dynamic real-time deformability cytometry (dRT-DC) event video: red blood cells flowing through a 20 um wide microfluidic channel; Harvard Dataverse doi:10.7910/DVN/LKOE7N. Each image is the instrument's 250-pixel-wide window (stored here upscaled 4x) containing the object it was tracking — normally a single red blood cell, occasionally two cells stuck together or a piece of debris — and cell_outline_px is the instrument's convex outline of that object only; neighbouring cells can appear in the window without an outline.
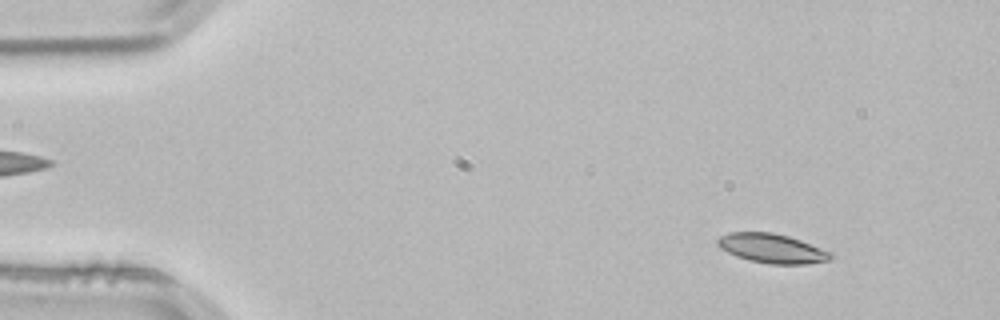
{"species": "common noctule bat (a hibernating species)", "species_latin": "Nyctalus noctula", "temperature_condition": "room temperature", "stored_images_in_passage": 52, "camera_frame_rate_fps": 3000, "um_per_image_px": 0.085, "animal": {"sex": "male", "body_mass_g": 21.5, "forearm_length_mm": 52.0}, "frame": {"image": 1, "passage_image": 5, "time_ms": 1.333, "image_size_px": [1000, 320], "cell_outline_px": [[836, 256], [828, 260], [808, 264], [768, 264], [748, 260], [736, 256], [720, 248], [716, 244], [716, 240], [720, 236], [728, 232], [772, 232], [788, 236], [800, 240], [832, 252]], "centroid_in_image_um": [65.61, 21.12], "position_along_channel_um": 19.4, "area_um2": 19.48}}
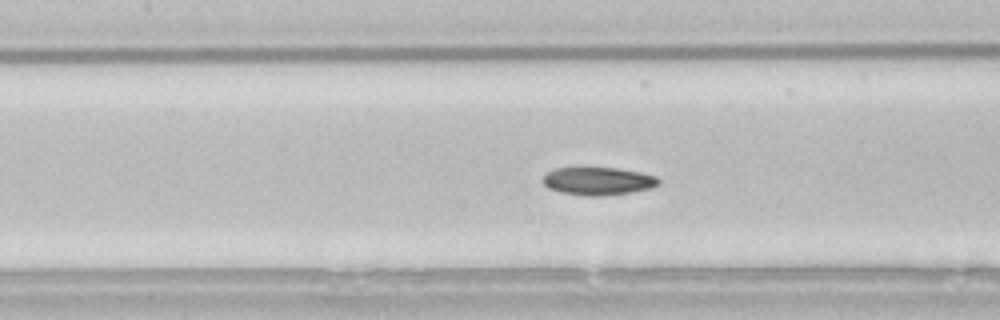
{"frame": {"image": 2, "passage_image": 23, "time_ms": 7.333, "image_size_px": [1000, 320], "cell_outline_px": [[660, 184], [652, 188], [604, 196], [584, 196], [560, 192], [548, 188], [544, 184], [544, 176], [548, 172], [556, 168], [576, 164], [584, 164], [620, 168], [644, 172], [656, 176], [660, 180]], "centroid_in_image_um": [50.83, 15.33], "position_along_channel_um": 156.6, "area_um2": 19.94}}
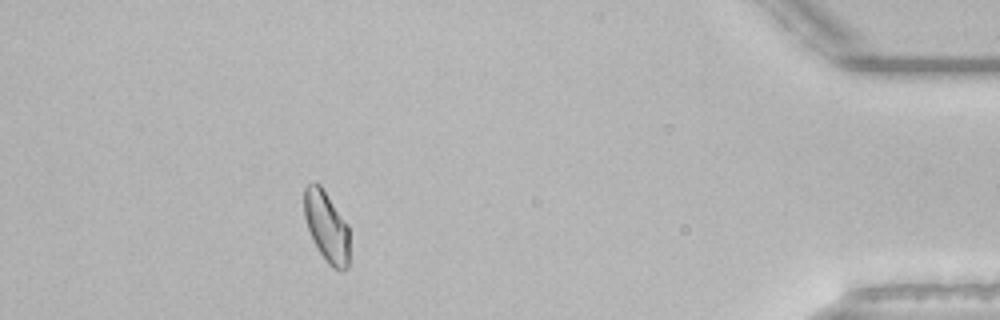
{"frame": {"image": 3, "passage_image": 47, "time_ms": 15.333, "image_size_px": [1000, 320], "cell_outline_px": [[348, 268], [340, 272], [332, 268], [328, 264], [312, 240], [304, 216], [304, 188], [312, 180], [320, 184], [348, 224]], "centroid_in_image_um": [27.75, 19.25], "position_along_channel_um": 407.5, "area_um2": 18.79}, "authors_computed_cell_mechanics": {"area_um2": 19.0451, "velocity_mm_per_s": 3.8182, "shape_relaxation_time_tau1_ms": 8.7911, "shape_relaxation_time_tau2_ms": 5.2304, "deformation_change_tau1": 0.1459, "deformation_change_tau2": 0.0935}}